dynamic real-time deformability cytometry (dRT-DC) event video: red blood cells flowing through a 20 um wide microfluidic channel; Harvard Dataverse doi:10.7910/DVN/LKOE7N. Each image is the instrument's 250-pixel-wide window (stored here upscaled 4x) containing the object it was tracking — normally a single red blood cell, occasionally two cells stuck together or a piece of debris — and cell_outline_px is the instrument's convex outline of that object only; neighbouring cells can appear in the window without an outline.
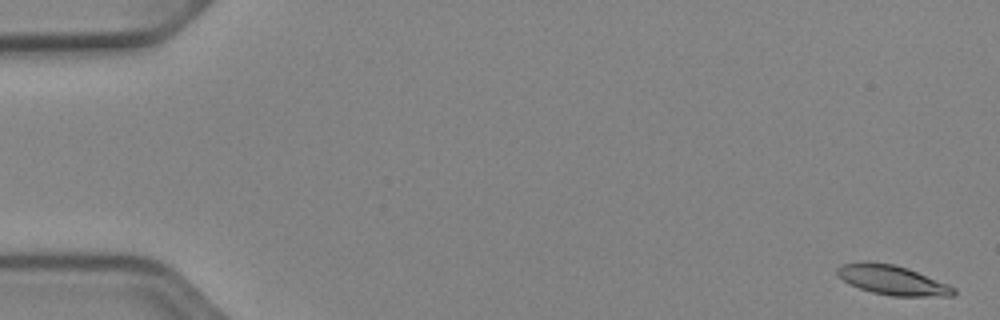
{"species": "Egyptian fruit bat (a non-hibernating species)", "species_latin": "Rousettus aegyptiacus", "temperature_condition": "cold", "stored_images_in_passage": 54, "camera_frame_rate_fps": 3000, "um_per_image_px": 0.085, "animal": {"sex": "female"}, "frame": {"image": 1, "passage_image": 2, "time_ms": 0.333, "image_size_px": [1000, 320], "cell_outline_px": [[956, 296], [892, 296], [872, 292], [860, 288], [844, 280], [836, 272], [836, 268], [844, 264], [864, 260], [868, 260], [892, 264], [908, 268], [948, 284], [956, 288]], "centroid_in_image_um": [75.88, 23.79], "position_along_channel_um": 9.1, "area_um2": 20.06}}
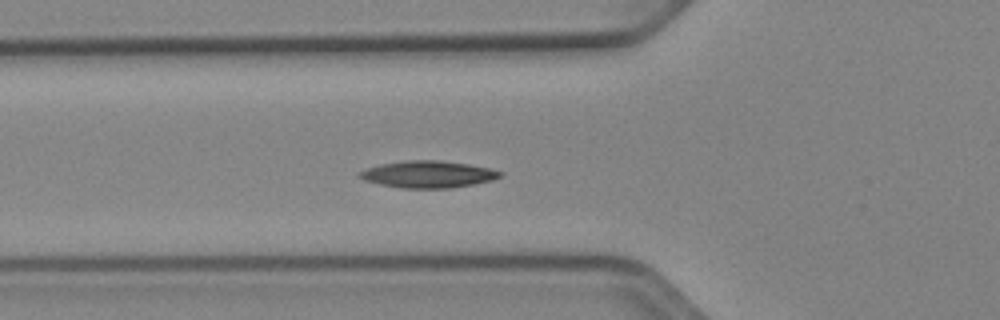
{"frame": {"image": 2, "passage_image": 20, "time_ms": 6.333, "image_size_px": [1000, 320], "cell_outline_px": [[504, 172], [500, 176], [492, 180], [472, 184], [448, 188], [400, 188], [380, 184], [364, 180], [356, 176], [356, 172], [380, 164], [404, 160], [440, 160], [468, 164], [492, 168]], "centroid_in_image_um": [36.35, 14.8], "position_along_channel_um": 89.5, "area_um2": 22.14}}
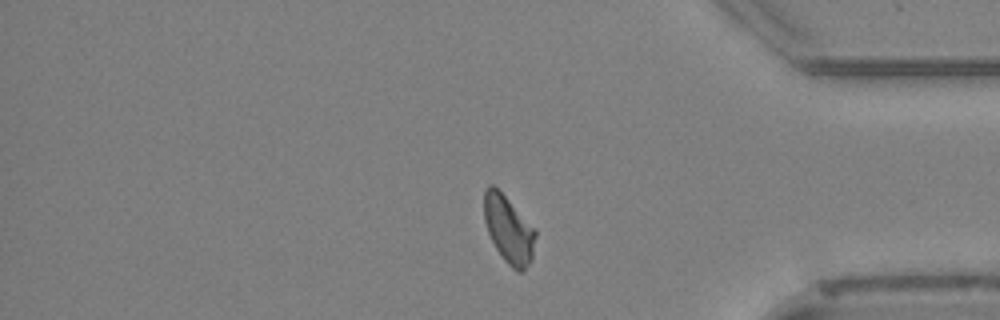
{"frame": {"image": 3, "passage_image": 45, "time_ms": 14.667, "image_size_px": [1000, 320], "cell_outline_px": [[536, 236], [532, 260], [520, 272], [516, 272], [504, 260], [496, 248], [488, 232], [484, 220], [484, 188], [488, 184], [492, 184], [504, 196], [536, 232]], "centroid_in_image_um": [43.21, 19.53], "position_along_channel_um": 392.0, "area_um2": 19.59}, "authors_computed_cell_mechanics": {"area_um2": 19.9699, "velocity_mm_per_s": 3.8723, "shape_relaxation_time_tau1_ms": 6.4816, "shape_relaxation_time_tau2_ms": null, "deformation_change_tau1": 0.1535, "deformation_change_tau2": null}}